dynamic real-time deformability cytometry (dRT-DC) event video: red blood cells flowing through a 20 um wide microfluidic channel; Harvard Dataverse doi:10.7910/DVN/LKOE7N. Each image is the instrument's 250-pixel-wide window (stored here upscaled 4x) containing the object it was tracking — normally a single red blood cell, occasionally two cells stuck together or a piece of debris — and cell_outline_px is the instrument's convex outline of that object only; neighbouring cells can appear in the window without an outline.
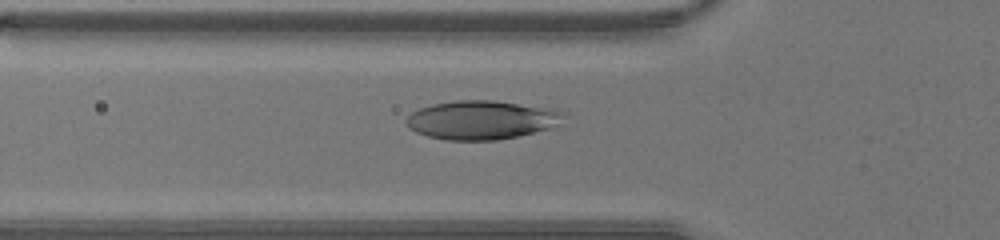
{"species": "human", "species_latin": "Homo sapiens", "temperature_condition": "warm", "stored_images_in_passage": 32, "camera_frame_rate_fps": 3000, "um_per_image_px": 0.085, "donor": {"sex": "male"}, "frame": {"image": 1, "passage_image": 8, "time_ms": 2.333, "image_size_px": [1000, 240], "cell_outline_px": [[564, 112], [560, 124], [548, 128], [520, 136], [496, 140], [448, 140], [428, 136], [416, 132], [408, 128], [404, 120], [412, 112], [420, 108], [432, 104], [456, 100], [492, 100], [548, 108]], "centroid_in_image_um": [40.89, 10.2], "position_along_channel_um": 84.9, "area_um2": 35.43}}
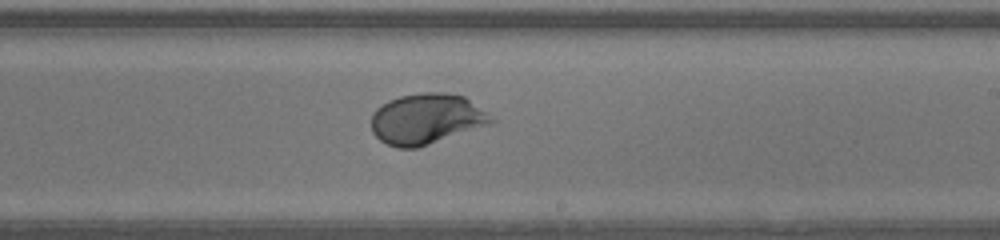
{"frame": {"image": 2, "passage_image": 19, "time_ms": 6.0, "image_size_px": [1000, 240], "cell_outline_px": [[500, 120], [492, 124], [416, 148], [396, 148], [380, 140], [372, 132], [372, 112], [380, 104], [388, 100], [400, 96], [420, 92], [444, 92], [464, 96]], "centroid_in_image_um": [36.28, 10.1], "position_along_channel_um": 252.7, "area_um2": 35.78}}
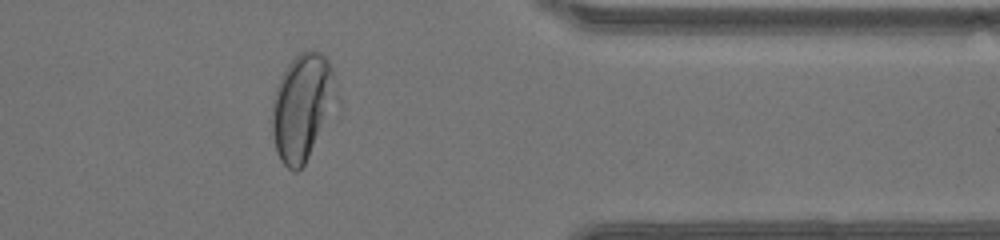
{"frame": {"image": 3, "passage_image": 29, "time_ms": 9.333, "image_size_px": [1000, 240], "cell_outline_px": [[340, 104], [304, 164], [296, 172], [292, 172], [280, 160], [276, 152], [272, 132], [272, 100], [280, 76], [288, 64], [300, 52], [308, 48], [312, 48], [320, 52], [328, 60], [332, 68], [340, 100]], "centroid_in_image_um": [25.75, 9.08], "position_along_channel_um": 385.6, "area_um2": 41.27}}